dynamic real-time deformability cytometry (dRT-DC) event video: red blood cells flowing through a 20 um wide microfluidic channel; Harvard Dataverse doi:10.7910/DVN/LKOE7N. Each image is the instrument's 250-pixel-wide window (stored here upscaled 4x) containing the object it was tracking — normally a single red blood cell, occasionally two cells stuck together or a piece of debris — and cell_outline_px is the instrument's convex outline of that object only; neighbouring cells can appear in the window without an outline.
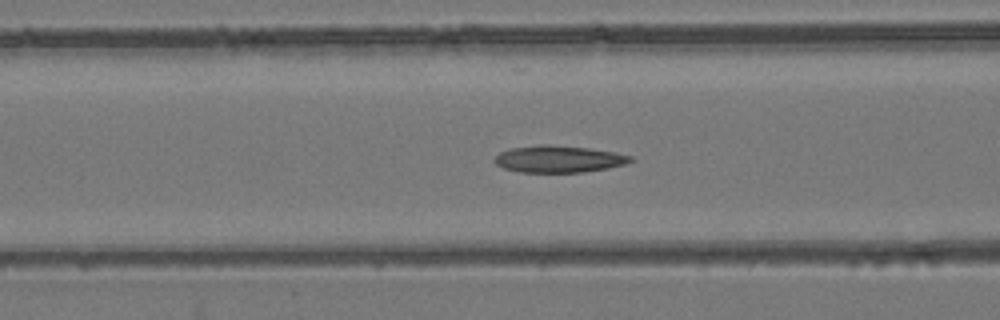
{"species": "common noctule bat (a hibernating species)", "species_latin": "Nyctalus noctula", "temperature_condition": "room temperature", "stored_images_in_passage": 50, "camera_frame_rate_fps": 3000, "um_per_image_px": 0.085, "animal": {"sex": "female", "body_mass_g": 24.6, "forearm_length_mm": 56.2}, "frame": {"image": 1, "passage_image": 19, "time_ms": 6.0, "image_size_px": [1000, 320], "cell_outline_px": [[636, 160], [624, 164], [608, 168], [580, 172], [520, 172], [504, 168], [496, 164], [492, 160], [500, 152], [508, 148], [540, 144], [548, 144], [588, 148], [616, 152], [632, 156]], "centroid_in_image_um": [47.48, 13.51], "position_along_channel_um": 119.1, "area_um2": 21.44}}
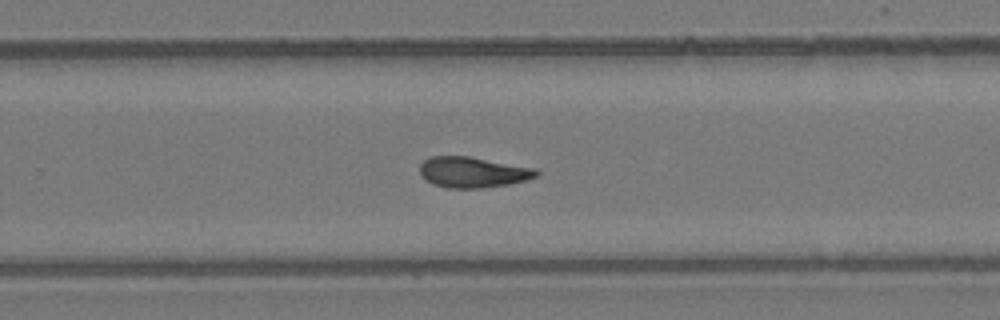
{"frame": {"image": 2, "passage_image": 32, "time_ms": 10.333, "image_size_px": [1000, 320], "cell_outline_px": [[540, 172], [536, 176], [528, 180], [508, 184], [484, 188], [448, 188], [432, 184], [424, 180], [420, 172], [420, 164], [428, 156], [468, 156], [536, 168]], "centroid_in_image_um": [40.17, 14.64], "position_along_channel_um": 289.6, "area_um2": 21.04}}
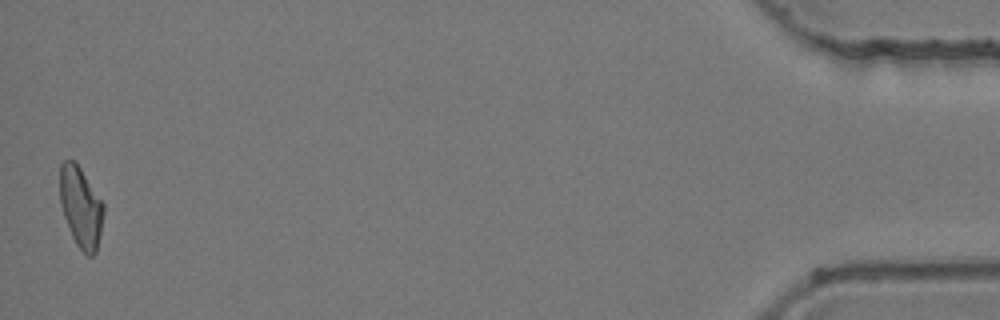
{"frame": {"image": 3, "passage_image": 50, "time_ms": 16.333, "image_size_px": [1000, 320], "cell_outline_px": [[104, 212], [96, 252], [92, 256], [88, 256], [76, 244], [72, 236], [64, 216], [60, 204], [60, 164], [64, 160], [72, 160], [80, 168], [104, 204]], "centroid_in_image_um": [6.86, 17.61], "position_along_channel_um": 428.3, "area_um2": 20.23}, "authors_computed_cell_mechanics": {"area_um2": 21.0392, "velocity_mm_per_s": 3.9439, "shape_relaxation_time_tau1_ms": null, "shape_relaxation_time_tau2_ms": 5.0712, "deformation_change_tau1": null, "deformation_change_tau2": 0.1274}}